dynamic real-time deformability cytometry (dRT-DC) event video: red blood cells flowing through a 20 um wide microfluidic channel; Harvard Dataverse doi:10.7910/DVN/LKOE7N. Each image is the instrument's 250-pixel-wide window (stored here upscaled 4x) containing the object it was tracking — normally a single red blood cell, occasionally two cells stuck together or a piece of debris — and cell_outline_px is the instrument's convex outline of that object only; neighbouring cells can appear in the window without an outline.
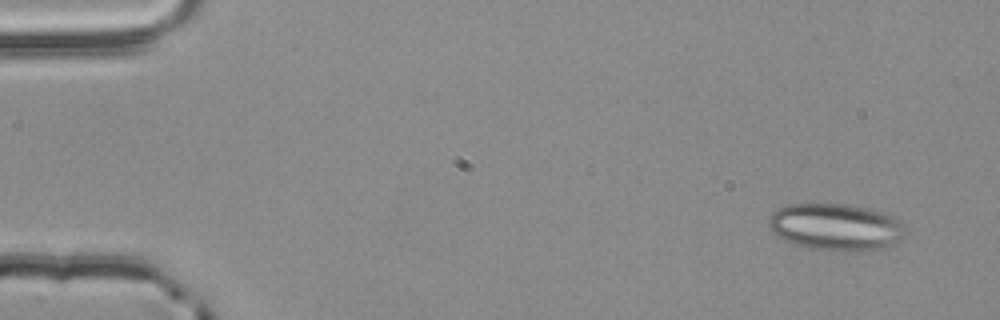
{"species": "common noctule bat (a hibernating species)", "species_latin": "Nyctalus noctula", "temperature_condition": "room temperature", "stored_images_in_passage": 4, "camera_frame_rate_fps": 3000, "um_per_image_px": 0.085, "animal": {"sex": "male", "body_mass_g": 20.4}, "frame": {"image": 1, "passage_image": 1, "time_ms": 0.0, "image_size_px": [1000, 320], "cell_outline_px": [[904, 236], [900, 240], [884, 248], [856, 252], [836, 252], [808, 248], [784, 240], [776, 236], [772, 232], [768, 224], [768, 216], [776, 208], [788, 204], [844, 204], [868, 208], [884, 212], [900, 220], [904, 224]], "centroid_in_image_um": [71.02, 19.31], "position_along_channel_um": 14.0, "area_um2": 38.03}}